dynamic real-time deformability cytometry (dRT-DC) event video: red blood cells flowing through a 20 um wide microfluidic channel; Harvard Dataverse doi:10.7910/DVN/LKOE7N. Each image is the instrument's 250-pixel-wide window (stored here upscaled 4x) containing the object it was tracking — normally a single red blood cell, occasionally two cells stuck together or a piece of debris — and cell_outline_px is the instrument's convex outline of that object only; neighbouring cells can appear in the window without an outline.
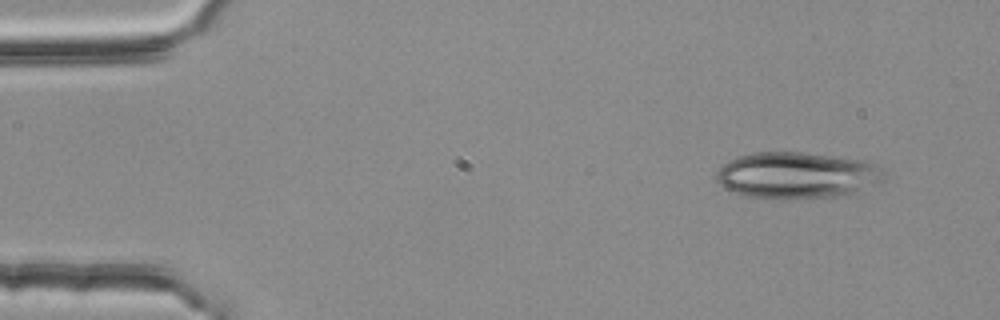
{"species": "common noctule bat (a hibernating species)", "species_latin": "Nyctalus noctula", "temperature_condition": "room temperature", "stored_images_in_passage": 4, "camera_frame_rate_fps": 3000, "um_per_image_px": 0.085, "animal": {"sex": "female", "body_mass_g": 25.1}, "frame": {"image": 1, "passage_image": 1, "time_ms": 0.0, "image_size_px": [1000, 320], "cell_outline_px": [[884, 180], [876, 184], [848, 196], [792, 200], [780, 200], [748, 196], [736, 192], [720, 184], [716, 180], [716, 172], [724, 164], [740, 156], [752, 152], [800, 152], [864, 160], [876, 164], [884, 168]], "centroid_in_image_um": [67.81, 14.93], "position_along_channel_um": 17.2, "area_um2": 45.95}}